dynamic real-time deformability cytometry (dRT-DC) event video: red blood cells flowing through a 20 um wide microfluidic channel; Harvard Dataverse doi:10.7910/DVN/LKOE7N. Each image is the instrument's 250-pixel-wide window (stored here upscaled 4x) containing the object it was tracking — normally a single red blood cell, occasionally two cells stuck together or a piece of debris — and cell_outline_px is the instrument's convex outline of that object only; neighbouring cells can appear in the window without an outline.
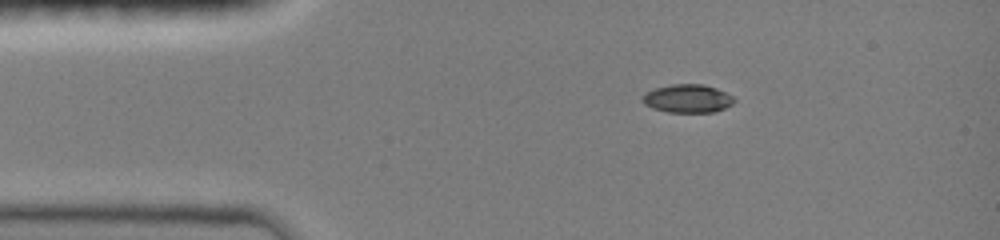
{"species": "common noctule bat (a hibernating species)", "species_latin": "Nyctalus noctula", "temperature_condition": "room temperature", "stored_images_in_passage": 41, "camera_frame_rate_fps": 3000, "um_per_image_px": 0.085, "animal": {"sex": "female", "body_mass_g": 19.0, "forearm_length_mm": 51.5}, "frame": {"image": 1, "passage_image": 1, "time_ms": 0.0, "image_size_px": [1000, 240], "cell_outline_px": [[736, 100], [732, 104], [724, 108], [712, 112], [668, 112], [652, 108], [644, 104], [640, 100], [644, 92], [656, 88], [672, 84], [704, 84], [716, 88], [732, 96]], "centroid_in_image_um": [58.4, 8.37], "position_along_channel_um": 26.6, "area_um2": 15.14}}
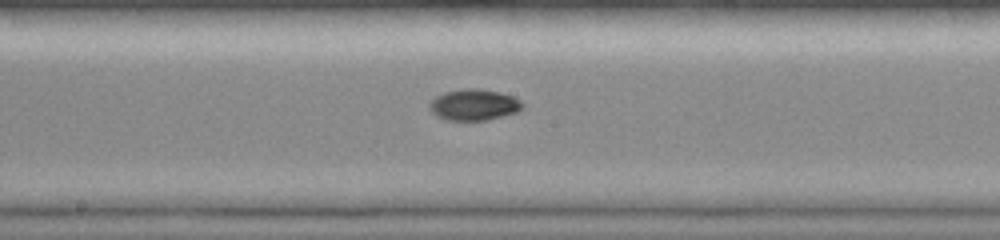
{"frame": {"image": 2, "passage_image": 18, "time_ms": 5.667, "image_size_px": [1000, 240], "cell_outline_px": [[524, 108], [516, 112], [488, 120], [448, 120], [436, 116], [428, 108], [428, 104], [436, 96], [444, 92], [464, 88], [476, 88], [500, 92], [512, 96], [520, 100], [524, 104]], "centroid_in_image_um": [40.28, 8.9], "position_along_channel_um": 207.9, "area_um2": 16.99}}
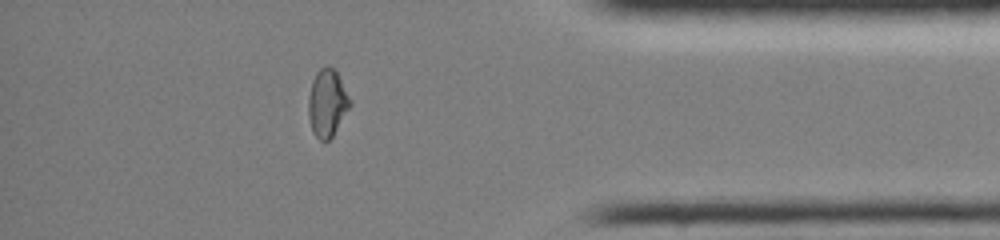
{"frame": {"image": 3, "passage_image": 34, "time_ms": 11.0, "image_size_px": [1000, 240], "cell_outline_px": [[352, 104], [332, 136], [324, 144], [312, 132], [308, 116], [308, 96], [312, 80], [316, 72], [320, 68], [336, 68], [352, 100]], "centroid_in_image_um": [27.82, 8.76], "position_along_channel_um": 407.4, "area_um2": 16.65}}